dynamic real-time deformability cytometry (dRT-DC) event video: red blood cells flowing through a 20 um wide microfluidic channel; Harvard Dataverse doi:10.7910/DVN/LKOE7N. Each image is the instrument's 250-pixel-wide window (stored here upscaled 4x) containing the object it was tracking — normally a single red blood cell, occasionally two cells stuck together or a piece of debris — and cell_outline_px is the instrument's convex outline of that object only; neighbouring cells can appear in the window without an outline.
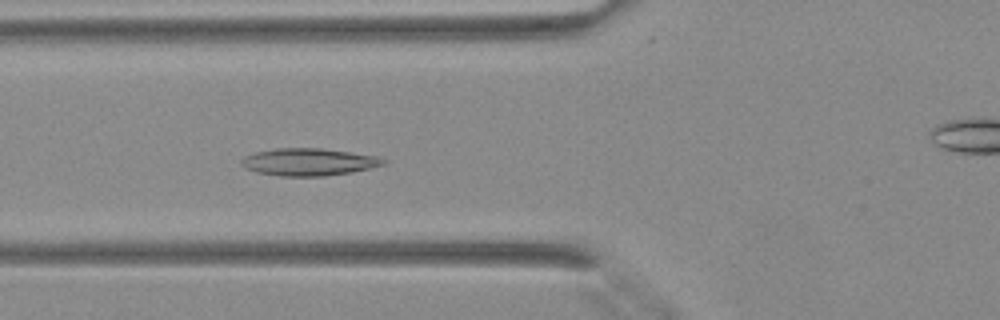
{"species": "Egyptian fruit bat (a non-hibernating species)", "species_latin": "Rousettus aegyptiacus", "temperature_condition": "warm", "stored_images_in_passage": 42, "camera_frame_rate_fps": 3000, "um_per_image_px": 0.085, "animal": {"sex": "female"}, "frame": {"image": 1, "passage_image": 15, "time_ms": 4.667, "image_size_px": [1000, 320], "cell_outline_px": [[388, 164], [352, 172], [324, 176], [280, 176], [256, 172], [244, 168], [240, 164], [240, 160], [244, 156], [256, 152], [276, 148], [320, 148], [376, 156], [388, 160]], "centroid_in_image_um": [26.23, 13.77], "position_along_channel_um": 99.6, "area_um2": 22.72}}
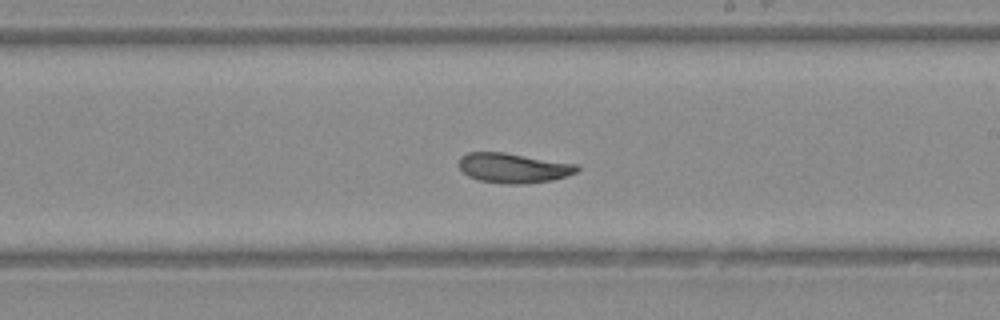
{"frame": {"image": 2, "passage_image": 24, "time_ms": 7.667, "image_size_px": [1000, 320], "cell_outline_px": [[580, 168], [576, 172], [568, 176], [552, 180], [524, 184], [508, 184], [480, 180], [468, 176], [460, 168], [460, 156], [468, 152], [504, 152], [580, 164]], "centroid_in_image_um": [43.69, 14.27], "position_along_channel_um": 245.3, "area_um2": 20.63}}
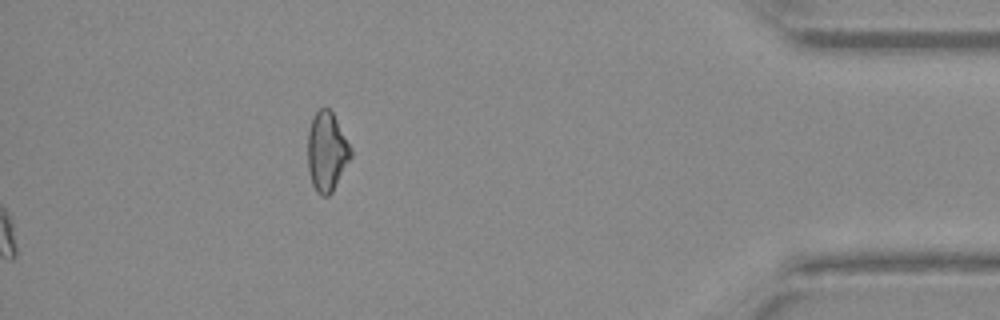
{"frame": {"image": 3, "passage_image": 42, "time_ms": 13.667, "image_size_px": [1000, 320], "cell_outline_px": [[352, 156], [332, 192], [328, 196], [320, 196], [316, 192], [312, 184], [308, 172], [308, 132], [312, 120], [316, 112], [320, 108], [328, 108], [332, 112], [352, 148]], "centroid_in_image_um": [27.78, 12.92], "position_along_channel_um": 407.4, "area_um2": 19.88}}